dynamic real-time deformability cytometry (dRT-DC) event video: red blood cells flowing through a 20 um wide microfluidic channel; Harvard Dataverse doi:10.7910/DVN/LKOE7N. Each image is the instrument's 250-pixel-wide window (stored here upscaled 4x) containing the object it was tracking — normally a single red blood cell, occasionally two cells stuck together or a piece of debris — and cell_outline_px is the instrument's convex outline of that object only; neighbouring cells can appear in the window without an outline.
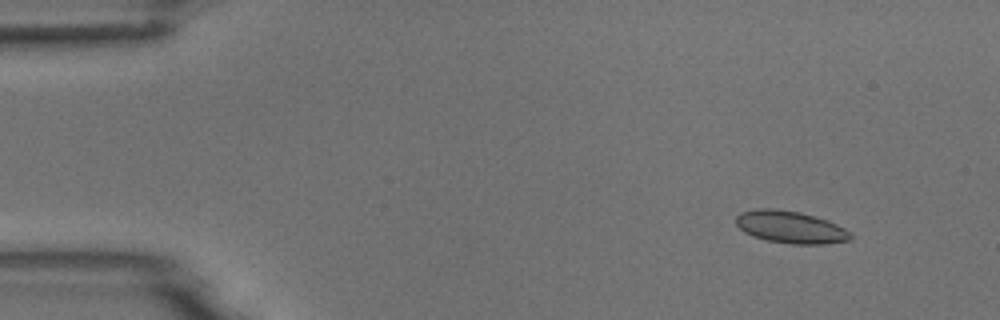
{"species": "common noctule bat (a hibernating species)", "species_latin": "Nyctalus noctula", "temperature_condition": "room temperature", "stored_images_in_passage": 4, "camera_frame_rate_fps": 3000, "um_per_image_px": 0.085, "animal": {"sex": "male", "body_mass_g": 18.8}, "frame": {"image": 1, "passage_image": 2, "time_ms": 0.333, "image_size_px": [1000, 320], "cell_outline_px": [[852, 240], [824, 244], [792, 244], [768, 240], [752, 236], [744, 232], [736, 224], [736, 216], [740, 212], [760, 208], [776, 208], [800, 212], [828, 220], [852, 232]], "centroid_in_image_um": [67.21, 19.3], "position_along_channel_um": 17.8, "area_um2": 21.68}}